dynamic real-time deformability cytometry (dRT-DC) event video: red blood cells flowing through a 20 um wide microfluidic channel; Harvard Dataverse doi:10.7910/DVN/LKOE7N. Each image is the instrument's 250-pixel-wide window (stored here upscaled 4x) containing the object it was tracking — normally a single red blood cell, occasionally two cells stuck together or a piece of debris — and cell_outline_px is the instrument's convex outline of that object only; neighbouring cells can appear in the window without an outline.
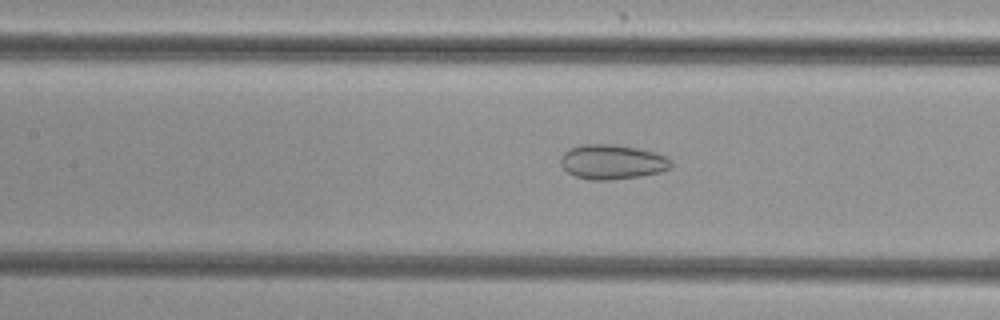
{"species": "common noctule bat (a hibernating species)", "species_latin": "Nyctalus noctula", "temperature_condition": "cold", "stored_images_in_passage": 42, "camera_frame_rate_fps": 3000, "um_per_image_px": 0.085, "animal": {"sex": "female", "body_mass_g": 29.2, "forearm_length_mm": 56.3}, "frame": {"image": 1, "passage_image": 13, "time_ms": 4.0, "image_size_px": [1000, 320], "cell_outline_px": [[672, 164], [668, 168], [660, 172], [640, 176], [608, 180], [588, 180], [576, 176], [568, 172], [560, 164], [560, 156], [564, 152], [572, 148], [584, 144], [612, 144], [636, 148], [668, 156], [672, 160]], "centroid_in_image_um": [52.03, 13.76], "position_along_channel_um": 155.4, "area_um2": 22.2}}
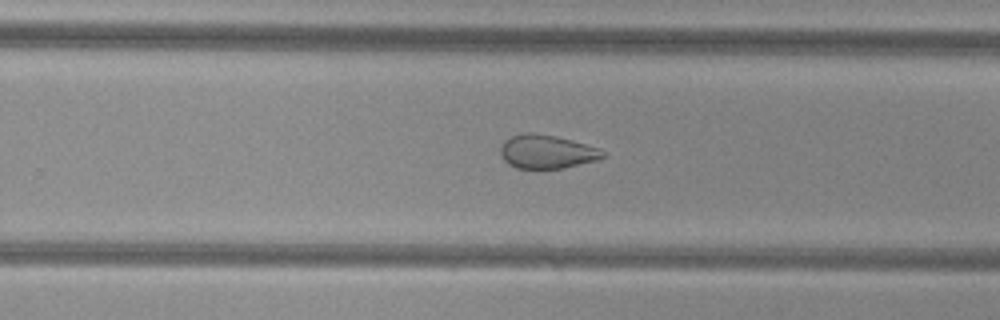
{"frame": {"image": 2, "passage_image": 23, "time_ms": 7.333, "image_size_px": [1000, 320], "cell_outline_px": [[604, 156], [596, 160], [560, 168], [516, 168], [508, 164], [504, 160], [500, 152], [500, 144], [504, 140], [512, 136], [524, 132], [532, 132], [556, 136], [600, 148], [604, 152]], "centroid_in_image_um": [46.42, 12.88], "position_along_channel_um": 283.4, "area_um2": 19.94}}
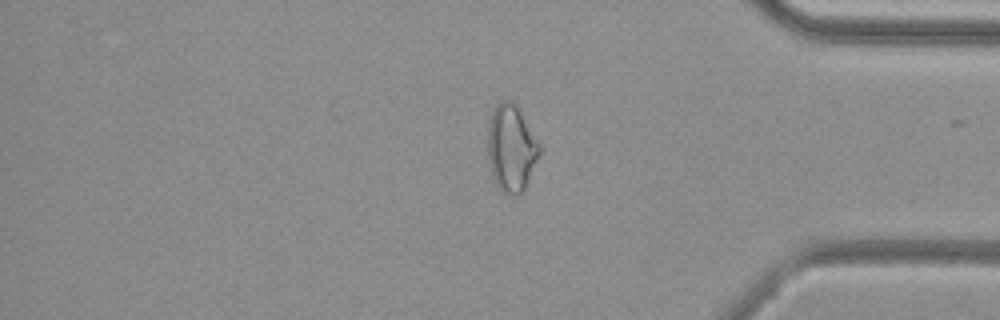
{"frame": {"image": 3, "passage_image": 33, "time_ms": 10.667, "image_size_px": [1000, 320], "cell_outline_px": [[540, 152], [524, 188], [520, 192], [504, 192], [496, 184], [492, 176], [488, 164], [488, 124], [492, 112], [496, 104], [500, 100], [512, 100], [516, 104], [540, 144]], "centroid_in_image_um": [43.43, 12.52], "position_along_channel_um": 391.8, "area_um2": 25.72}}